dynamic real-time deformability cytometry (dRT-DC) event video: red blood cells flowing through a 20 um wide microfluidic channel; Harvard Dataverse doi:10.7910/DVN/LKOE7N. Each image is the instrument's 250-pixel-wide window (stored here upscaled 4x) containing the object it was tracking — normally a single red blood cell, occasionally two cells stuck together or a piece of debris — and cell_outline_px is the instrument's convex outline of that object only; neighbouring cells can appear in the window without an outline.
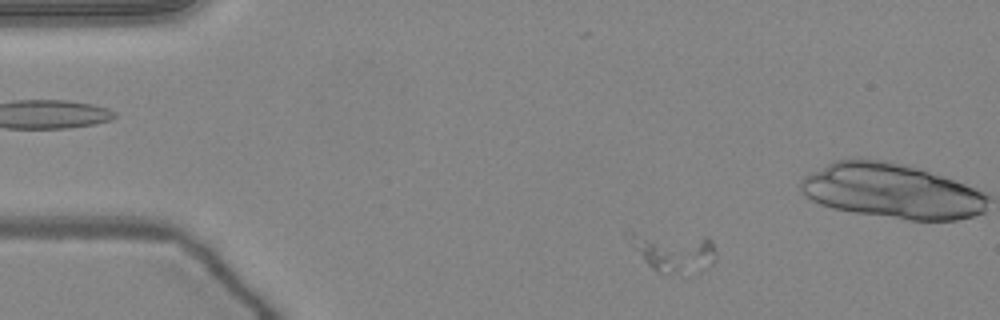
{"species": "common noctule bat (a hibernating species)", "species_latin": "Nyctalus noctula", "temperature_condition": "warm", "stored_images_in_passage": 49, "camera_frame_rate_fps": 3000, "um_per_image_px": 0.085, "animal": {"sex": "female", "body_mass_g": 24.6, "forearm_length_mm": 56.2}, "frame": {"image": 1, "passage_image": 4, "time_ms": 1.0, "image_size_px": [1000, 320], "cell_outline_px": [[716, 260], [712, 264], [696, 276], [660, 272], [652, 268], [644, 260], [636, 248], [640, 240], [704, 236], [708, 236], [712, 240], [716, 252]], "centroid_in_image_um": [57.69, 21.63], "position_along_channel_um": 27.3, "area_um2": 17.69}}
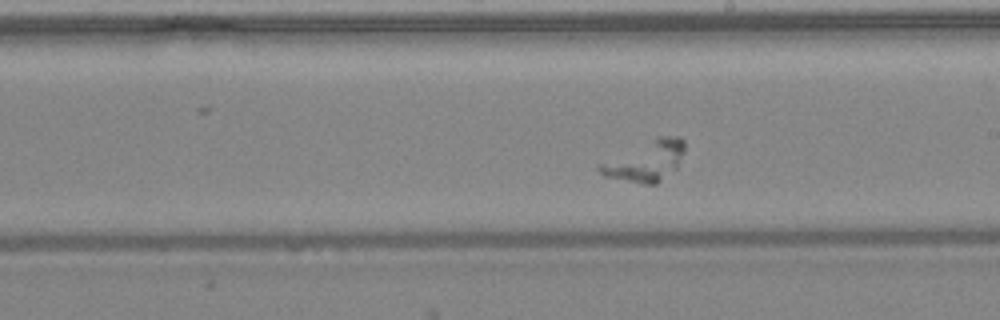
{"frame": {"image": 2, "passage_image": 25, "time_ms": 8.0, "image_size_px": [1000, 320], "cell_outline_px": [[684, 152], [676, 168], [656, 184], [644, 184], [604, 176], [596, 168], [596, 164], [660, 136], [680, 136], [684, 140]], "centroid_in_image_um": [54.87, 13.69], "position_along_channel_um": 234.1, "area_um2": 19.59}}